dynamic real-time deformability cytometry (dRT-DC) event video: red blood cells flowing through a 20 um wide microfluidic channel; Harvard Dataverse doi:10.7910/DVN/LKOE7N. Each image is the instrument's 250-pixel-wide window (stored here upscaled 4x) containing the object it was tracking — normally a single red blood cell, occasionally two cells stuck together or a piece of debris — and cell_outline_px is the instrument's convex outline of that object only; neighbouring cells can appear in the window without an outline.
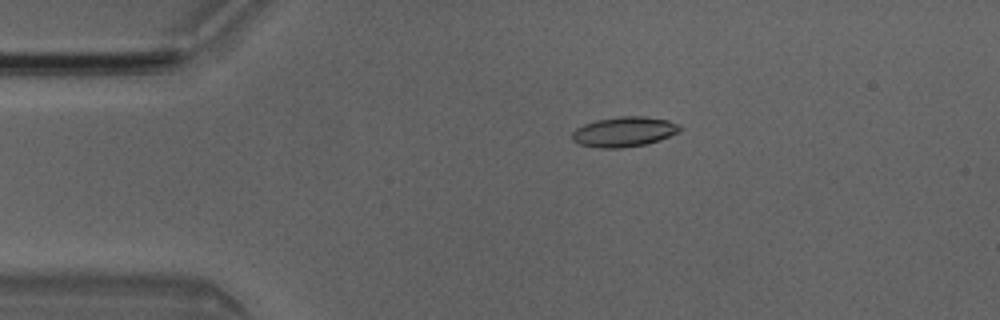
{"species": "Egyptian fruit bat (a non-hibernating species)", "species_latin": "Rousettus aegyptiacus", "temperature_condition": "room temperature", "stored_images_in_passage": 4, "camera_frame_rate_fps": 3000, "um_per_image_px": 0.085, "animal": {"sex": "male"}, "frame": {"image": 1, "passage_image": 3, "time_ms": 0.667, "image_size_px": [1000, 320], "cell_outline_px": [[684, 128], [680, 132], [660, 140], [648, 144], [620, 148], [600, 148], [580, 144], [572, 140], [572, 132], [576, 128], [584, 124], [596, 120], [620, 116], [644, 116], [668, 120], [680, 124]], "centroid_in_image_um": [53.1, 11.2], "position_along_channel_um": 31.9, "area_um2": 19.07}}